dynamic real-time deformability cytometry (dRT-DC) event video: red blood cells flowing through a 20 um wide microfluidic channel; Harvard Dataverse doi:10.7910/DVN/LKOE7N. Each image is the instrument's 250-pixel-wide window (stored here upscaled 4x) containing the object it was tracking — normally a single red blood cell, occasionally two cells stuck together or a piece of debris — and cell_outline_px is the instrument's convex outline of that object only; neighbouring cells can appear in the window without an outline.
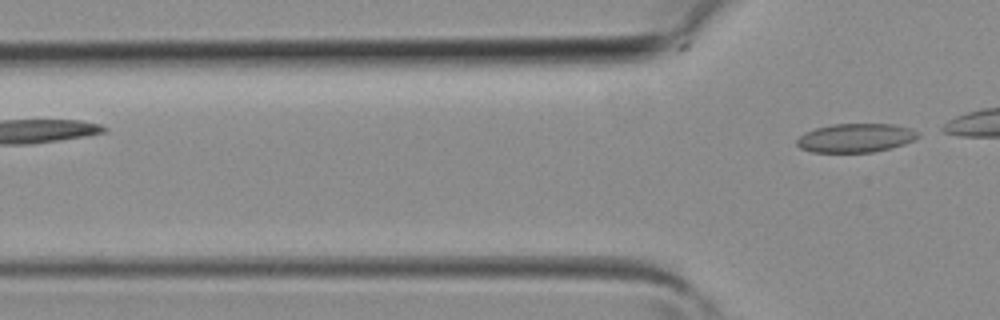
{"species": "common noctule bat (a hibernating species)", "species_latin": "Nyctalus noctula", "temperature_condition": "room temperature", "stored_images_in_passage": 6, "camera_frame_rate_fps": 3000, "um_per_image_px": 0.085, "animal": {"sex": "female", "body_mass_g": 19.3, "forearm_length_mm": 54.1}, "frame": {"image": 1, "passage_image": 6, "time_ms": 1.667, "image_size_px": [1000, 320], "cell_outline_px": [[920, 136], [904, 144], [892, 148], [872, 152], [812, 152], [800, 148], [796, 144], [796, 140], [804, 132], [816, 128], [832, 124], [892, 124], [912, 128], [920, 132]], "centroid_in_image_um": [72.74, 11.72], "position_along_channel_um": 53.1, "area_um2": 20.46}}